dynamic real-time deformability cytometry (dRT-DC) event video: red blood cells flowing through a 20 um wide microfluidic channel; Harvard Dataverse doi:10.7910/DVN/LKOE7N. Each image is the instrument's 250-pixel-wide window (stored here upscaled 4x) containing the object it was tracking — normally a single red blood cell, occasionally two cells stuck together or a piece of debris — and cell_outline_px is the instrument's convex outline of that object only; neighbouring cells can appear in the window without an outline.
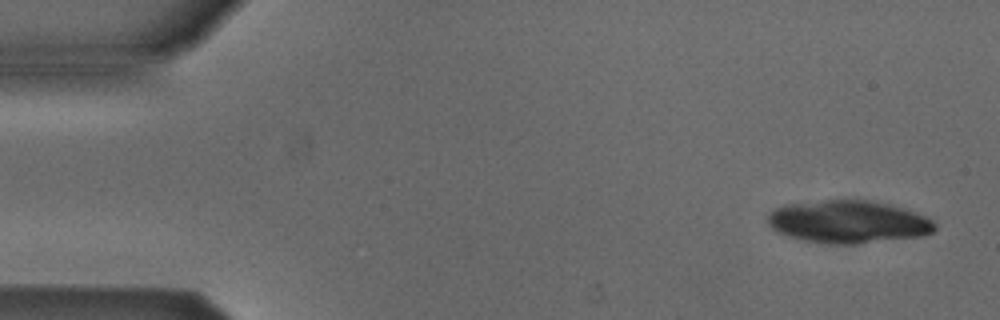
{"species": "Egyptian fruit bat (a non-hibernating species)", "species_latin": "Rousettus aegyptiacus", "temperature_condition": "cold", "stored_images_in_passage": 4, "camera_frame_rate_fps": 3000, "um_per_image_px": 0.085, "animal": {"sex": "male"}, "frame": {"image": 1, "passage_image": 1, "time_ms": 0.0, "image_size_px": [1000, 320], "cell_outline_px": [[936, 228], [932, 232], [924, 236], [856, 244], [828, 244], [804, 240], [788, 236], [772, 228], [768, 224], [768, 216], [776, 208], [788, 204], [824, 200], [872, 200], [904, 208], [924, 216], [932, 220], [936, 224]], "centroid_in_image_um": [72.14, 18.86], "position_along_channel_um": 12.9, "area_um2": 41.44}}